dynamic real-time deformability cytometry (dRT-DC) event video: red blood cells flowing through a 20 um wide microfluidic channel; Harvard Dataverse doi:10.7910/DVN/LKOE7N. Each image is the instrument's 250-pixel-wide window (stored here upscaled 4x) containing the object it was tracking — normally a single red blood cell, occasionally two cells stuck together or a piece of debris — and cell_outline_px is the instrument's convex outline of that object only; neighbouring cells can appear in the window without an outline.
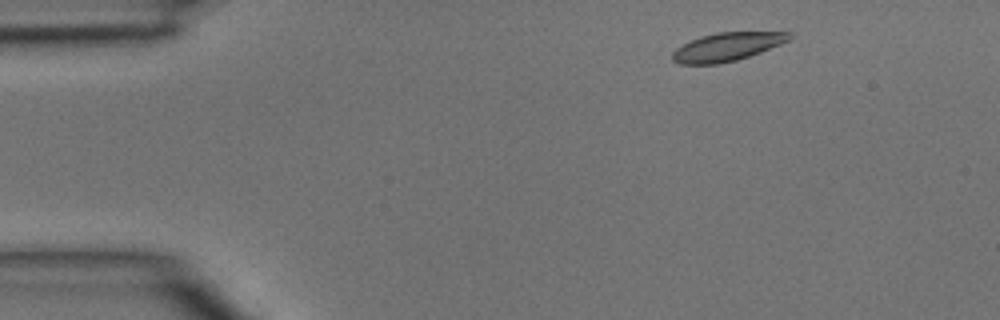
{"species": "common noctule bat (a hibernating species)", "species_latin": "Nyctalus noctula", "temperature_condition": "room temperature", "stored_images_in_passage": 4, "camera_frame_rate_fps": 3000, "um_per_image_px": 0.085, "animal": {"sex": "male", "body_mass_g": 15.6}, "frame": {"image": 1, "passage_image": 1, "time_ms": 0.0, "image_size_px": [1000, 320], "cell_outline_px": [[796, 36], [780, 44], [760, 52], [736, 60], [716, 64], [680, 64], [672, 60], [672, 52], [676, 48], [700, 36], [716, 32], [792, 32]], "centroid_in_image_um": [61.81, 3.97], "position_along_channel_um": 23.2, "area_um2": 19.25}}
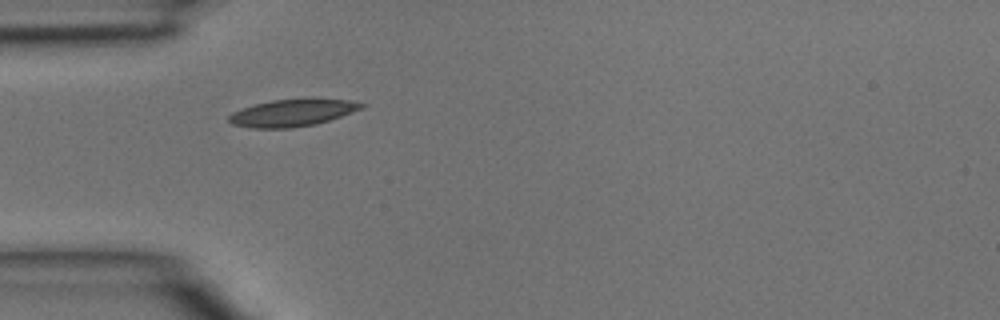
{"frame": {"image": 2, "passage_image": 3, "time_ms": 0.667, "image_size_px": [1000, 320], "cell_outline_px": [[368, 104], [364, 108], [316, 124], [292, 128], [252, 128], [232, 124], [228, 120], [228, 116], [232, 112], [256, 104], [272, 100], [348, 100]], "centroid_in_image_um": [24.83, 9.61], "position_along_channel_um": 60.2, "area_um2": 20.4}}